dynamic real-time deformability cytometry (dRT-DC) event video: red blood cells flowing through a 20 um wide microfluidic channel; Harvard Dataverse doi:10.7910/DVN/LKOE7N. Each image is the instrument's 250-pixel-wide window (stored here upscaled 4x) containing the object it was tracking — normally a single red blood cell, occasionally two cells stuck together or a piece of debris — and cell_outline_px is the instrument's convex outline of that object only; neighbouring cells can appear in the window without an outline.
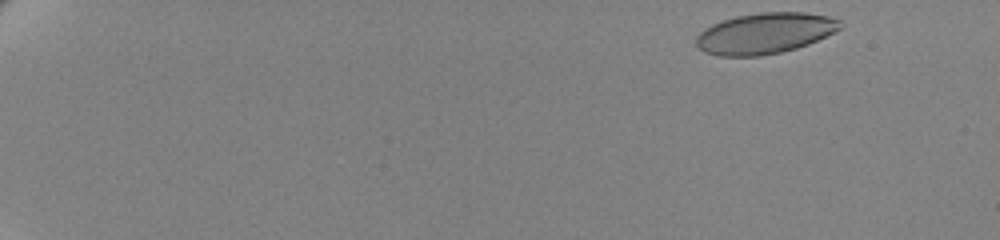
{"species": "human", "species_latin": "Homo sapiens", "temperature_condition": "cold", "stored_images_in_passage": 57, "camera_frame_rate_fps": 3000, "um_per_image_px": 0.085, "donor": {"sex": "female"}, "frame": {"image": 1, "passage_image": 2, "time_ms": 0.333, "image_size_px": [1000, 240], "cell_outline_px": [[840, 28], [808, 44], [796, 48], [780, 52], [760, 56], [720, 56], [704, 52], [696, 44], [696, 36], [704, 28], [712, 24], [736, 16], [760, 12], [804, 12], [828, 16], [840, 20]], "centroid_in_image_um": [64.97, 2.83], "position_along_channel_um": 20.0, "area_um2": 34.04}}
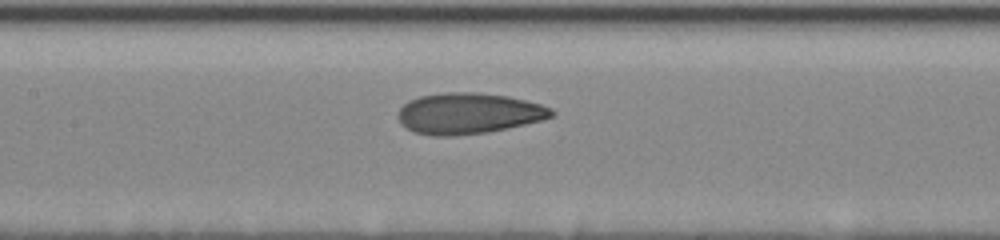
{"frame": {"image": 2, "passage_image": 29, "time_ms": 9.333, "image_size_px": [1000, 240], "cell_outline_px": [[556, 112], [552, 116], [540, 120], [524, 124], [488, 132], [452, 136], [436, 136], [416, 132], [400, 124], [396, 116], [400, 108], [408, 100], [420, 96], [444, 92], [472, 92], [508, 96], [540, 104], [552, 108]], "centroid_in_image_um": [39.79, 9.63], "position_along_channel_um": 167.6, "area_um2": 36.53}}
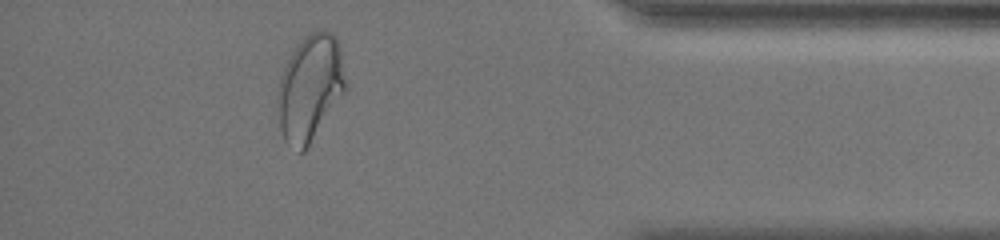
{"frame": {"image": 3, "passage_image": 52, "time_ms": 17.0, "image_size_px": [1000, 240], "cell_outline_px": [[348, 88], [304, 152], [300, 152], [284, 140], [280, 128], [276, 100], [276, 88], [280, 76], [292, 52], [300, 40], [312, 32], [320, 28], [332, 32], [336, 36], [340, 48]], "centroid_in_image_um": [26.35, 7.45], "position_along_channel_um": 408.8, "area_um2": 42.43}, "authors_computed_cell_mechanics": {"area_um2": 35.7204, "velocity_mm_per_s": 3.4406, "shape_relaxation_time_tau1_ms": 5.023, "shape_relaxation_time_tau2_ms": 1.4222, "deformation_change_tau1": 0.1584, "deformation_change_tau2": 0.0767}}